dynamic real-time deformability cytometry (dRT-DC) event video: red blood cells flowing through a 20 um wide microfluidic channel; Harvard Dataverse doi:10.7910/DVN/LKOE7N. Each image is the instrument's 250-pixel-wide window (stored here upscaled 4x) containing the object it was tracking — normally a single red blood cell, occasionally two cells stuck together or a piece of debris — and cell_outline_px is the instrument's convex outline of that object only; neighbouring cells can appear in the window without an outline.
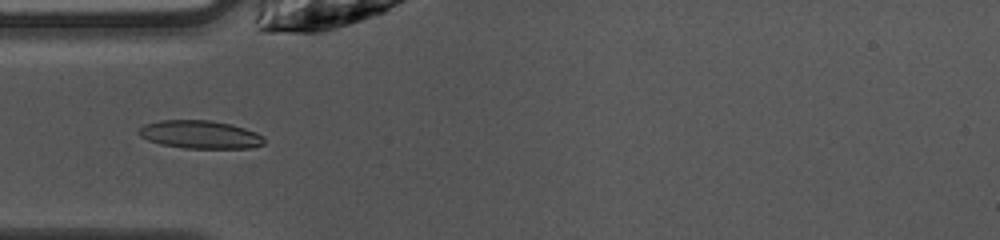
{"species": "common noctule bat (a hibernating species)", "species_latin": "Nyctalus noctula", "temperature_condition": "warm", "stored_images_in_passage": 35, "camera_frame_rate_fps": 3000, "um_per_image_px": 0.085, "animal": {"sex": "female", "body_mass_g": 10.0, "forearm_length_mm": 53.1}, "frame": {"image": 1, "passage_image": 1, "time_ms": 0.0, "image_size_px": [1000, 240], "cell_outline_px": [[264, 144], [252, 148], [184, 148], [160, 144], [148, 140], [140, 136], [136, 132], [144, 124], [160, 120], [208, 120], [232, 124], [256, 132], [264, 136]], "centroid_in_image_um": [17.01, 11.43], "position_along_channel_um": 68.0, "area_um2": 20.63}}
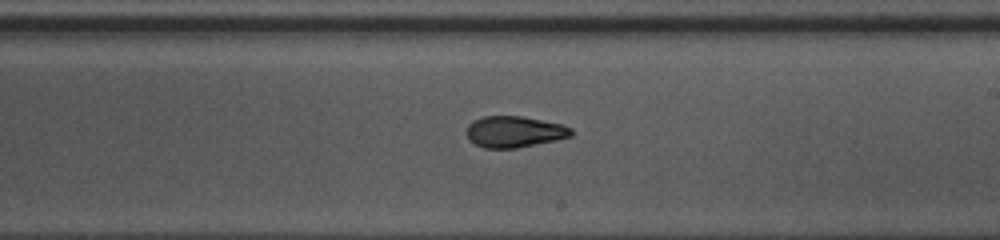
{"frame": {"image": 2, "passage_image": 14, "time_ms": 4.333, "image_size_px": [1000, 240], "cell_outline_px": [[572, 136], [556, 140], [516, 148], [484, 148], [468, 140], [468, 124], [472, 120], [484, 116], [520, 116], [560, 124], [572, 128]], "centroid_in_image_um": [43.7, 11.2], "position_along_channel_um": 245.3, "area_um2": 18.9}}
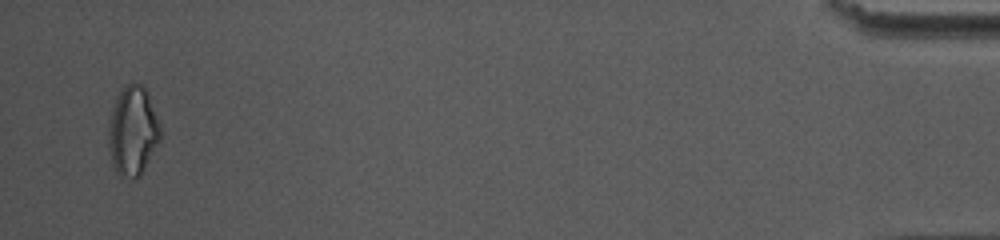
{"frame": {"image": 3, "passage_image": 34, "time_ms": 11.0, "image_size_px": [1000, 240], "cell_outline_px": [[160, 140], [140, 172], [136, 176], [120, 176], [116, 172], [112, 164], [108, 144], [108, 128], [112, 108], [116, 96], [120, 88], [128, 84], [140, 84], [148, 92], [160, 124]], "centroid_in_image_um": [11.26, 11.06], "position_along_channel_um": 423.9, "area_um2": 26.53}}